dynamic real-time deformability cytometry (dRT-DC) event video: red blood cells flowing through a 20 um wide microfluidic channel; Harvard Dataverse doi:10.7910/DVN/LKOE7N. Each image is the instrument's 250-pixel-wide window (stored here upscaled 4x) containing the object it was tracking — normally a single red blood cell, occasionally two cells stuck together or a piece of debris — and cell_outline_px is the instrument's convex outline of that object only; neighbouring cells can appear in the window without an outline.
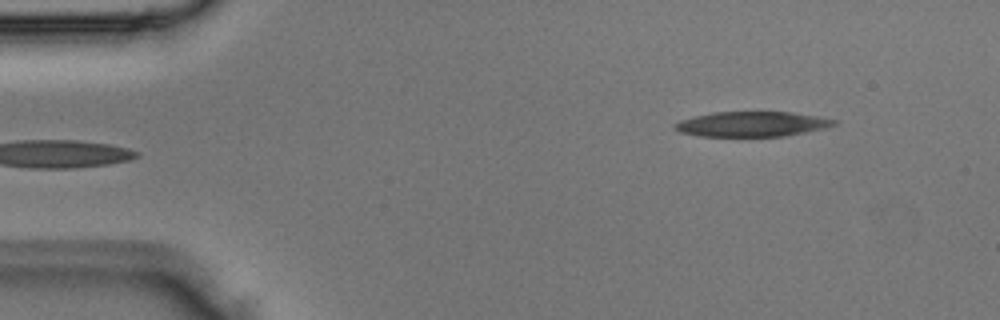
{"species": "Egyptian fruit bat (a non-hibernating species)", "species_latin": "Rousettus aegyptiacus", "temperature_condition": "room temperature", "stored_images_in_passage": 2, "camera_frame_rate_fps": 3000, "um_per_image_px": 0.085, "animal": {"sex": "male"}, "frame": {"image": 1, "passage_image": 2, "time_ms": 0.333, "image_size_px": [1000, 320], "cell_outline_px": [[836, 124], [828, 128], [784, 136], [700, 136], [680, 132], [672, 128], [672, 124], [680, 120], [696, 116], [716, 112], [792, 112], [816, 116], [836, 120]], "centroid_in_image_um": [63.91, 10.55], "position_along_channel_um": 21.1, "area_um2": 23.18}}